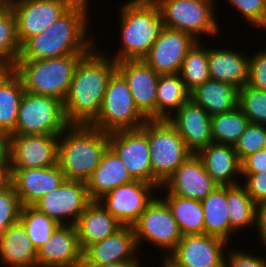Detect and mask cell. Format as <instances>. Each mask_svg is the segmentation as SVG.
Wrapping results in <instances>:
<instances>
[{"mask_svg": "<svg viewBox=\"0 0 266 267\" xmlns=\"http://www.w3.org/2000/svg\"><path fill=\"white\" fill-rule=\"evenodd\" d=\"M141 128L147 134L152 184L159 189L193 153L168 120L148 119Z\"/></svg>", "mask_w": 266, "mask_h": 267, "instance_id": "8992f818", "label": "cell"}, {"mask_svg": "<svg viewBox=\"0 0 266 267\" xmlns=\"http://www.w3.org/2000/svg\"><path fill=\"white\" fill-rule=\"evenodd\" d=\"M238 107L249 123L266 126V91L244 85L238 90Z\"/></svg>", "mask_w": 266, "mask_h": 267, "instance_id": "f35d334b", "label": "cell"}, {"mask_svg": "<svg viewBox=\"0 0 266 267\" xmlns=\"http://www.w3.org/2000/svg\"><path fill=\"white\" fill-rule=\"evenodd\" d=\"M158 191H161L158 196L169 207L183 236L204 234V212L200 200L170 194L163 186Z\"/></svg>", "mask_w": 266, "mask_h": 267, "instance_id": "4dcf8cb0", "label": "cell"}, {"mask_svg": "<svg viewBox=\"0 0 266 267\" xmlns=\"http://www.w3.org/2000/svg\"><path fill=\"white\" fill-rule=\"evenodd\" d=\"M91 202L85 182L65 180L57 189L42 196L32 206L59 225H75Z\"/></svg>", "mask_w": 266, "mask_h": 267, "instance_id": "7c38bea8", "label": "cell"}, {"mask_svg": "<svg viewBox=\"0 0 266 267\" xmlns=\"http://www.w3.org/2000/svg\"><path fill=\"white\" fill-rule=\"evenodd\" d=\"M117 70L126 79L134 103L147 118L156 120V96L159 74L143 59L116 62Z\"/></svg>", "mask_w": 266, "mask_h": 267, "instance_id": "ac0fdd59", "label": "cell"}, {"mask_svg": "<svg viewBox=\"0 0 266 267\" xmlns=\"http://www.w3.org/2000/svg\"><path fill=\"white\" fill-rule=\"evenodd\" d=\"M109 147L120 157L134 180L152 184V168L146 132L137 129L108 133Z\"/></svg>", "mask_w": 266, "mask_h": 267, "instance_id": "9a60e30c", "label": "cell"}, {"mask_svg": "<svg viewBox=\"0 0 266 267\" xmlns=\"http://www.w3.org/2000/svg\"><path fill=\"white\" fill-rule=\"evenodd\" d=\"M242 173L266 172V148L247 156L242 162Z\"/></svg>", "mask_w": 266, "mask_h": 267, "instance_id": "bcb514c9", "label": "cell"}, {"mask_svg": "<svg viewBox=\"0 0 266 267\" xmlns=\"http://www.w3.org/2000/svg\"><path fill=\"white\" fill-rule=\"evenodd\" d=\"M83 55L69 54L43 60H17L13 70L21 78L25 91L64 102L75 67Z\"/></svg>", "mask_w": 266, "mask_h": 267, "instance_id": "5b68a950", "label": "cell"}, {"mask_svg": "<svg viewBox=\"0 0 266 267\" xmlns=\"http://www.w3.org/2000/svg\"><path fill=\"white\" fill-rule=\"evenodd\" d=\"M38 267H82L81 249L75 225H59L37 250Z\"/></svg>", "mask_w": 266, "mask_h": 267, "instance_id": "44dd1931", "label": "cell"}, {"mask_svg": "<svg viewBox=\"0 0 266 267\" xmlns=\"http://www.w3.org/2000/svg\"><path fill=\"white\" fill-rule=\"evenodd\" d=\"M146 267L143 262H115L107 265L100 266H82V267Z\"/></svg>", "mask_w": 266, "mask_h": 267, "instance_id": "681fc988", "label": "cell"}, {"mask_svg": "<svg viewBox=\"0 0 266 267\" xmlns=\"http://www.w3.org/2000/svg\"><path fill=\"white\" fill-rule=\"evenodd\" d=\"M66 180L58 165L45 168L9 169L22 206H32L38 199L57 189Z\"/></svg>", "mask_w": 266, "mask_h": 267, "instance_id": "ffe728a7", "label": "cell"}, {"mask_svg": "<svg viewBox=\"0 0 266 267\" xmlns=\"http://www.w3.org/2000/svg\"><path fill=\"white\" fill-rule=\"evenodd\" d=\"M197 155L201 158L207 173L216 184L219 186L240 184L242 178L241 161L233 145L212 142L201 149Z\"/></svg>", "mask_w": 266, "mask_h": 267, "instance_id": "d4e9b609", "label": "cell"}, {"mask_svg": "<svg viewBox=\"0 0 266 267\" xmlns=\"http://www.w3.org/2000/svg\"><path fill=\"white\" fill-rule=\"evenodd\" d=\"M59 135L10 134L9 169L45 168L57 165Z\"/></svg>", "mask_w": 266, "mask_h": 267, "instance_id": "5bb4252c", "label": "cell"}, {"mask_svg": "<svg viewBox=\"0 0 266 267\" xmlns=\"http://www.w3.org/2000/svg\"><path fill=\"white\" fill-rule=\"evenodd\" d=\"M212 46V47H211ZM208 47V68L210 78L241 89L248 83L250 55L234 47L214 44ZM214 46V47H213ZM237 49V50H236ZM246 53V54H245Z\"/></svg>", "mask_w": 266, "mask_h": 267, "instance_id": "cb8c5ba5", "label": "cell"}, {"mask_svg": "<svg viewBox=\"0 0 266 267\" xmlns=\"http://www.w3.org/2000/svg\"><path fill=\"white\" fill-rule=\"evenodd\" d=\"M261 246L260 247H262L263 249L261 250V251H265L266 252V245L265 244H260ZM265 248V249H264Z\"/></svg>", "mask_w": 266, "mask_h": 267, "instance_id": "db71d44e", "label": "cell"}, {"mask_svg": "<svg viewBox=\"0 0 266 267\" xmlns=\"http://www.w3.org/2000/svg\"><path fill=\"white\" fill-rule=\"evenodd\" d=\"M120 5L117 11L120 30L116 35L121 45L110 57L115 62L143 59L164 27L158 5L153 0H128Z\"/></svg>", "mask_w": 266, "mask_h": 267, "instance_id": "3957f363", "label": "cell"}, {"mask_svg": "<svg viewBox=\"0 0 266 267\" xmlns=\"http://www.w3.org/2000/svg\"><path fill=\"white\" fill-rule=\"evenodd\" d=\"M266 148V126L249 123L234 149L242 162L247 156Z\"/></svg>", "mask_w": 266, "mask_h": 267, "instance_id": "60d3db41", "label": "cell"}, {"mask_svg": "<svg viewBox=\"0 0 266 267\" xmlns=\"http://www.w3.org/2000/svg\"><path fill=\"white\" fill-rule=\"evenodd\" d=\"M203 43V41H197L188 51L179 72L181 79L189 92L210 79L208 68V45L204 46Z\"/></svg>", "mask_w": 266, "mask_h": 267, "instance_id": "d590c367", "label": "cell"}, {"mask_svg": "<svg viewBox=\"0 0 266 267\" xmlns=\"http://www.w3.org/2000/svg\"><path fill=\"white\" fill-rule=\"evenodd\" d=\"M153 1L158 5L165 27L189 33L198 41H204L207 36L214 38L222 34L216 0Z\"/></svg>", "mask_w": 266, "mask_h": 267, "instance_id": "52a82bcc", "label": "cell"}, {"mask_svg": "<svg viewBox=\"0 0 266 267\" xmlns=\"http://www.w3.org/2000/svg\"><path fill=\"white\" fill-rule=\"evenodd\" d=\"M22 204L13 185L0 187V235L19 221Z\"/></svg>", "mask_w": 266, "mask_h": 267, "instance_id": "ab89813d", "label": "cell"}, {"mask_svg": "<svg viewBox=\"0 0 266 267\" xmlns=\"http://www.w3.org/2000/svg\"><path fill=\"white\" fill-rule=\"evenodd\" d=\"M227 207L230 220V239L239 238L237 235L240 231L247 228H255L258 231V205L251 199L246 188L242 183L227 186ZM235 234V235H234Z\"/></svg>", "mask_w": 266, "mask_h": 267, "instance_id": "f546056e", "label": "cell"}, {"mask_svg": "<svg viewBox=\"0 0 266 267\" xmlns=\"http://www.w3.org/2000/svg\"><path fill=\"white\" fill-rule=\"evenodd\" d=\"M158 195L154 184L134 180L112 189L97 201L123 226H133Z\"/></svg>", "mask_w": 266, "mask_h": 267, "instance_id": "4fadbf2b", "label": "cell"}, {"mask_svg": "<svg viewBox=\"0 0 266 267\" xmlns=\"http://www.w3.org/2000/svg\"><path fill=\"white\" fill-rule=\"evenodd\" d=\"M218 186L197 154L190 155L163 184L170 194L200 201Z\"/></svg>", "mask_w": 266, "mask_h": 267, "instance_id": "7402d4cb", "label": "cell"}, {"mask_svg": "<svg viewBox=\"0 0 266 267\" xmlns=\"http://www.w3.org/2000/svg\"><path fill=\"white\" fill-rule=\"evenodd\" d=\"M122 226L98 201H92L75 223L82 251L113 235Z\"/></svg>", "mask_w": 266, "mask_h": 267, "instance_id": "484cf974", "label": "cell"}, {"mask_svg": "<svg viewBox=\"0 0 266 267\" xmlns=\"http://www.w3.org/2000/svg\"><path fill=\"white\" fill-rule=\"evenodd\" d=\"M70 124L63 102L50 96L24 92L18 111L14 135H60Z\"/></svg>", "mask_w": 266, "mask_h": 267, "instance_id": "30bf717a", "label": "cell"}, {"mask_svg": "<svg viewBox=\"0 0 266 267\" xmlns=\"http://www.w3.org/2000/svg\"><path fill=\"white\" fill-rule=\"evenodd\" d=\"M10 163V134L0 130V164Z\"/></svg>", "mask_w": 266, "mask_h": 267, "instance_id": "c3c4849f", "label": "cell"}, {"mask_svg": "<svg viewBox=\"0 0 266 267\" xmlns=\"http://www.w3.org/2000/svg\"><path fill=\"white\" fill-rule=\"evenodd\" d=\"M0 267H38L37 249L18 221L0 235Z\"/></svg>", "mask_w": 266, "mask_h": 267, "instance_id": "83f0119b", "label": "cell"}, {"mask_svg": "<svg viewBox=\"0 0 266 267\" xmlns=\"http://www.w3.org/2000/svg\"><path fill=\"white\" fill-rule=\"evenodd\" d=\"M190 99L179 73L160 75L156 96V120H168Z\"/></svg>", "mask_w": 266, "mask_h": 267, "instance_id": "836d02e7", "label": "cell"}, {"mask_svg": "<svg viewBox=\"0 0 266 267\" xmlns=\"http://www.w3.org/2000/svg\"><path fill=\"white\" fill-rule=\"evenodd\" d=\"M168 121L183 138L186 147L197 154L213 142L211 116L199 105L189 99Z\"/></svg>", "mask_w": 266, "mask_h": 267, "instance_id": "603a6c76", "label": "cell"}, {"mask_svg": "<svg viewBox=\"0 0 266 267\" xmlns=\"http://www.w3.org/2000/svg\"><path fill=\"white\" fill-rule=\"evenodd\" d=\"M242 176L241 183L246 188L251 199L257 205L266 200V172L242 173Z\"/></svg>", "mask_w": 266, "mask_h": 267, "instance_id": "f6af8a7d", "label": "cell"}, {"mask_svg": "<svg viewBox=\"0 0 266 267\" xmlns=\"http://www.w3.org/2000/svg\"><path fill=\"white\" fill-rule=\"evenodd\" d=\"M147 120L136 107L126 79L116 70L108 81L99 115L90 126L113 133L140 128Z\"/></svg>", "mask_w": 266, "mask_h": 267, "instance_id": "ba28073f", "label": "cell"}, {"mask_svg": "<svg viewBox=\"0 0 266 267\" xmlns=\"http://www.w3.org/2000/svg\"><path fill=\"white\" fill-rule=\"evenodd\" d=\"M90 3V0H77L43 32L27 39L21 45L18 60H43L69 54H86L98 40L89 31L92 19L89 18Z\"/></svg>", "mask_w": 266, "mask_h": 267, "instance_id": "6da1fadb", "label": "cell"}, {"mask_svg": "<svg viewBox=\"0 0 266 267\" xmlns=\"http://www.w3.org/2000/svg\"><path fill=\"white\" fill-rule=\"evenodd\" d=\"M250 54L248 85L266 91V48Z\"/></svg>", "mask_w": 266, "mask_h": 267, "instance_id": "ee69618b", "label": "cell"}, {"mask_svg": "<svg viewBox=\"0 0 266 267\" xmlns=\"http://www.w3.org/2000/svg\"><path fill=\"white\" fill-rule=\"evenodd\" d=\"M77 0H16L12 10L17 22V35L22 45L43 32Z\"/></svg>", "mask_w": 266, "mask_h": 267, "instance_id": "2e32d148", "label": "cell"}, {"mask_svg": "<svg viewBox=\"0 0 266 267\" xmlns=\"http://www.w3.org/2000/svg\"><path fill=\"white\" fill-rule=\"evenodd\" d=\"M235 248V249H234ZM228 248L224 258V267H266V258L263 254L250 253L244 248V252L241 248L236 246ZM241 249V250H240ZM249 252V253H248ZM254 254V255H253Z\"/></svg>", "mask_w": 266, "mask_h": 267, "instance_id": "7bdbcfd3", "label": "cell"}, {"mask_svg": "<svg viewBox=\"0 0 266 267\" xmlns=\"http://www.w3.org/2000/svg\"><path fill=\"white\" fill-rule=\"evenodd\" d=\"M257 215H258V235L260 240V244L266 245V200L262 201L257 207Z\"/></svg>", "mask_w": 266, "mask_h": 267, "instance_id": "7dc6e473", "label": "cell"}, {"mask_svg": "<svg viewBox=\"0 0 266 267\" xmlns=\"http://www.w3.org/2000/svg\"><path fill=\"white\" fill-rule=\"evenodd\" d=\"M20 49L15 14L11 7L0 8V69H14Z\"/></svg>", "mask_w": 266, "mask_h": 267, "instance_id": "e575fe53", "label": "cell"}, {"mask_svg": "<svg viewBox=\"0 0 266 267\" xmlns=\"http://www.w3.org/2000/svg\"><path fill=\"white\" fill-rule=\"evenodd\" d=\"M141 256L133 226H122L113 235L90 245L83 252V266H100L115 262H144V257Z\"/></svg>", "mask_w": 266, "mask_h": 267, "instance_id": "d6986e66", "label": "cell"}, {"mask_svg": "<svg viewBox=\"0 0 266 267\" xmlns=\"http://www.w3.org/2000/svg\"><path fill=\"white\" fill-rule=\"evenodd\" d=\"M162 262H160L161 267H171L170 265H168L164 260H161Z\"/></svg>", "mask_w": 266, "mask_h": 267, "instance_id": "f5cc1de1", "label": "cell"}, {"mask_svg": "<svg viewBox=\"0 0 266 267\" xmlns=\"http://www.w3.org/2000/svg\"><path fill=\"white\" fill-rule=\"evenodd\" d=\"M263 30H265L266 31V25L262 28ZM264 31V33L266 34V32Z\"/></svg>", "mask_w": 266, "mask_h": 267, "instance_id": "11a10c76", "label": "cell"}, {"mask_svg": "<svg viewBox=\"0 0 266 267\" xmlns=\"http://www.w3.org/2000/svg\"><path fill=\"white\" fill-rule=\"evenodd\" d=\"M108 147V133L90 125H69L59 135L57 165L66 180L86 183Z\"/></svg>", "mask_w": 266, "mask_h": 267, "instance_id": "277c9868", "label": "cell"}, {"mask_svg": "<svg viewBox=\"0 0 266 267\" xmlns=\"http://www.w3.org/2000/svg\"><path fill=\"white\" fill-rule=\"evenodd\" d=\"M132 181L120 157L108 147L86 185L90 199L97 201L112 189Z\"/></svg>", "mask_w": 266, "mask_h": 267, "instance_id": "4316f807", "label": "cell"}, {"mask_svg": "<svg viewBox=\"0 0 266 267\" xmlns=\"http://www.w3.org/2000/svg\"><path fill=\"white\" fill-rule=\"evenodd\" d=\"M197 41L189 33L164 26L143 60L159 75L177 74Z\"/></svg>", "mask_w": 266, "mask_h": 267, "instance_id": "e0dca14e", "label": "cell"}, {"mask_svg": "<svg viewBox=\"0 0 266 267\" xmlns=\"http://www.w3.org/2000/svg\"><path fill=\"white\" fill-rule=\"evenodd\" d=\"M238 90L231 84L210 78L190 92V99L213 116L238 106Z\"/></svg>", "mask_w": 266, "mask_h": 267, "instance_id": "f1b7e54d", "label": "cell"}, {"mask_svg": "<svg viewBox=\"0 0 266 267\" xmlns=\"http://www.w3.org/2000/svg\"><path fill=\"white\" fill-rule=\"evenodd\" d=\"M248 124V118L238 106L231 111L211 116L213 142L234 146Z\"/></svg>", "mask_w": 266, "mask_h": 267, "instance_id": "8d00e7d4", "label": "cell"}, {"mask_svg": "<svg viewBox=\"0 0 266 267\" xmlns=\"http://www.w3.org/2000/svg\"><path fill=\"white\" fill-rule=\"evenodd\" d=\"M204 234L230 240V220L227 207V186H218L202 201Z\"/></svg>", "mask_w": 266, "mask_h": 267, "instance_id": "d6a6232c", "label": "cell"}, {"mask_svg": "<svg viewBox=\"0 0 266 267\" xmlns=\"http://www.w3.org/2000/svg\"><path fill=\"white\" fill-rule=\"evenodd\" d=\"M228 245L216 236L186 234L164 261L171 267H224Z\"/></svg>", "mask_w": 266, "mask_h": 267, "instance_id": "8fae6325", "label": "cell"}, {"mask_svg": "<svg viewBox=\"0 0 266 267\" xmlns=\"http://www.w3.org/2000/svg\"><path fill=\"white\" fill-rule=\"evenodd\" d=\"M98 44L84 54L75 67L63 102L65 118L70 125H90L97 118L108 81L117 70L111 53L103 51Z\"/></svg>", "mask_w": 266, "mask_h": 267, "instance_id": "7a4b0ae2", "label": "cell"}, {"mask_svg": "<svg viewBox=\"0 0 266 267\" xmlns=\"http://www.w3.org/2000/svg\"><path fill=\"white\" fill-rule=\"evenodd\" d=\"M25 90L13 69H0V130L15 131L21 98Z\"/></svg>", "mask_w": 266, "mask_h": 267, "instance_id": "1f68e13d", "label": "cell"}, {"mask_svg": "<svg viewBox=\"0 0 266 267\" xmlns=\"http://www.w3.org/2000/svg\"><path fill=\"white\" fill-rule=\"evenodd\" d=\"M9 182V164H0V187Z\"/></svg>", "mask_w": 266, "mask_h": 267, "instance_id": "f907efd6", "label": "cell"}, {"mask_svg": "<svg viewBox=\"0 0 266 267\" xmlns=\"http://www.w3.org/2000/svg\"><path fill=\"white\" fill-rule=\"evenodd\" d=\"M19 222L37 250L48 241L59 226L55 220L39 212L33 206H22Z\"/></svg>", "mask_w": 266, "mask_h": 267, "instance_id": "74e56055", "label": "cell"}, {"mask_svg": "<svg viewBox=\"0 0 266 267\" xmlns=\"http://www.w3.org/2000/svg\"><path fill=\"white\" fill-rule=\"evenodd\" d=\"M226 2L231 8L233 7V11H239V15L245 22L249 23L253 28L256 27L257 30H262V28L266 25V0H227Z\"/></svg>", "mask_w": 266, "mask_h": 267, "instance_id": "b9f144b4", "label": "cell"}, {"mask_svg": "<svg viewBox=\"0 0 266 267\" xmlns=\"http://www.w3.org/2000/svg\"><path fill=\"white\" fill-rule=\"evenodd\" d=\"M133 228L140 254L144 250L142 245L145 247V244L153 245V251L154 249L159 250V257H161H158L159 260H165L183 236L169 207L158 195L142 212Z\"/></svg>", "mask_w": 266, "mask_h": 267, "instance_id": "9c48e42d", "label": "cell"}, {"mask_svg": "<svg viewBox=\"0 0 266 267\" xmlns=\"http://www.w3.org/2000/svg\"><path fill=\"white\" fill-rule=\"evenodd\" d=\"M16 0H0V8L12 7Z\"/></svg>", "mask_w": 266, "mask_h": 267, "instance_id": "816d5d0a", "label": "cell"}]
</instances>
